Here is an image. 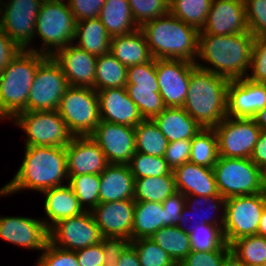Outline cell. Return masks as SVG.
I'll return each mask as SVG.
<instances>
[{
    "label": "cell",
    "instance_id": "11",
    "mask_svg": "<svg viewBox=\"0 0 266 266\" xmlns=\"http://www.w3.org/2000/svg\"><path fill=\"white\" fill-rule=\"evenodd\" d=\"M126 90L143 119H152L166 108L159 93L154 58L150 62L128 67Z\"/></svg>",
    "mask_w": 266,
    "mask_h": 266
},
{
    "label": "cell",
    "instance_id": "43",
    "mask_svg": "<svg viewBox=\"0 0 266 266\" xmlns=\"http://www.w3.org/2000/svg\"><path fill=\"white\" fill-rule=\"evenodd\" d=\"M134 179L173 174L164 157L135 152L127 164Z\"/></svg>",
    "mask_w": 266,
    "mask_h": 266
},
{
    "label": "cell",
    "instance_id": "63",
    "mask_svg": "<svg viewBox=\"0 0 266 266\" xmlns=\"http://www.w3.org/2000/svg\"><path fill=\"white\" fill-rule=\"evenodd\" d=\"M55 1H62V2H68L69 0H55Z\"/></svg>",
    "mask_w": 266,
    "mask_h": 266
},
{
    "label": "cell",
    "instance_id": "59",
    "mask_svg": "<svg viewBox=\"0 0 266 266\" xmlns=\"http://www.w3.org/2000/svg\"><path fill=\"white\" fill-rule=\"evenodd\" d=\"M257 126L261 129V131H266V106L259 110L256 115L253 117Z\"/></svg>",
    "mask_w": 266,
    "mask_h": 266
},
{
    "label": "cell",
    "instance_id": "45",
    "mask_svg": "<svg viewBox=\"0 0 266 266\" xmlns=\"http://www.w3.org/2000/svg\"><path fill=\"white\" fill-rule=\"evenodd\" d=\"M133 19L140 28L169 12V0H128Z\"/></svg>",
    "mask_w": 266,
    "mask_h": 266
},
{
    "label": "cell",
    "instance_id": "58",
    "mask_svg": "<svg viewBox=\"0 0 266 266\" xmlns=\"http://www.w3.org/2000/svg\"><path fill=\"white\" fill-rule=\"evenodd\" d=\"M222 266H247L232 251H230L223 259Z\"/></svg>",
    "mask_w": 266,
    "mask_h": 266
},
{
    "label": "cell",
    "instance_id": "21",
    "mask_svg": "<svg viewBox=\"0 0 266 266\" xmlns=\"http://www.w3.org/2000/svg\"><path fill=\"white\" fill-rule=\"evenodd\" d=\"M134 200L99 203L92 211L102 237H124L132 240Z\"/></svg>",
    "mask_w": 266,
    "mask_h": 266
},
{
    "label": "cell",
    "instance_id": "46",
    "mask_svg": "<svg viewBox=\"0 0 266 266\" xmlns=\"http://www.w3.org/2000/svg\"><path fill=\"white\" fill-rule=\"evenodd\" d=\"M37 258L35 266H79L75 251L59 248L50 241Z\"/></svg>",
    "mask_w": 266,
    "mask_h": 266
},
{
    "label": "cell",
    "instance_id": "48",
    "mask_svg": "<svg viewBox=\"0 0 266 266\" xmlns=\"http://www.w3.org/2000/svg\"><path fill=\"white\" fill-rule=\"evenodd\" d=\"M249 32L254 36H266V0H244Z\"/></svg>",
    "mask_w": 266,
    "mask_h": 266
},
{
    "label": "cell",
    "instance_id": "23",
    "mask_svg": "<svg viewBox=\"0 0 266 266\" xmlns=\"http://www.w3.org/2000/svg\"><path fill=\"white\" fill-rule=\"evenodd\" d=\"M52 57L59 64L69 86L90 87L95 90L97 56L69 44L56 51Z\"/></svg>",
    "mask_w": 266,
    "mask_h": 266
},
{
    "label": "cell",
    "instance_id": "18",
    "mask_svg": "<svg viewBox=\"0 0 266 266\" xmlns=\"http://www.w3.org/2000/svg\"><path fill=\"white\" fill-rule=\"evenodd\" d=\"M0 238L22 249L42 252L49 242V229L40 218L1 215Z\"/></svg>",
    "mask_w": 266,
    "mask_h": 266
},
{
    "label": "cell",
    "instance_id": "60",
    "mask_svg": "<svg viewBox=\"0 0 266 266\" xmlns=\"http://www.w3.org/2000/svg\"><path fill=\"white\" fill-rule=\"evenodd\" d=\"M257 235L264 236L266 238V205L261 215L260 223L258 225Z\"/></svg>",
    "mask_w": 266,
    "mask_h": 266
},
{
    "label": "cell",
    "instance_id": "27",
    "mask_svg": "<svg viewBox=\"0 0 266 266\" xmlns=\"http://www.w3.org/2000/svg\"><path fill=\"white\" fill-rule=\"evenodd\" d=\"M134 199V176L127 164H108L100 174L99 203Z\"/></svg>",
    "mask_w": 266,
    "mask_h": 266
},
{
    "label": "cell",
    "instance_id": "14",
    "mask_svg": "<svg viewBox=\"0 0 266 266\" xmlns=\"http://www.w3.org/2000/svg\"><path fill=\"white\" fill-rule=\"evenodd\" d=\"M44 0H5L0 27L22 50L34 42L35 24Z\"/></svg>",
    "mask_w": 266,
    "mask_h": 266
},
{
    "label": "cell",
    "instance_id": "29",
    "mask_svg": "<svg viewBox=\"0 0 266 266\" xmlns=\"http://www.w3.org/2000/svg\"><path fill=\"white\" fill-rule=\"evenodd\" d=\"M152 120L168 142L191 140L203 129L183 107H166Z\"/></svg>",
    "mask_w": 266,
    "mask_h": 266
},
{
    "label": "cell",
    "instance_id": "7",
    "mask_svg": "<svg viewBox=\"0 0 266 266\" xmlns=\"http://www.w3.org/2000/svg\"><path fill=\"white\" fill-rule=\"evenodd\" d=\"M57 111L73 136L90 135L100 122L97 91L90 87L69 86Z\"/></svg>",
    "mask_w": 266,
    "mask_h": 266
},
{
    "label": "cell",
    "instance_id": "56",
    "mask_svg": "<svg viewBox=\"0 0 266 266\" xmlns=\"http://www.w3.org/2000/svg\"><path fill=\"white\" fill-rule=\"evenodd\" d=\"M250 159L259 168L266 165V131L260 132Z\"/></svg>",
    "mask_w": 266,
    "mask_h": 266
},
{
    "label": "cell",
    "instance_id": "52",
    "mask_svg": "<svg viewBox=\"0 0 266 266\" xmlns=\"http://www.w3.org/2000/svg\"><path fill=\"white\" fill-rule=\"evenodd\" d=\"M106 0H69L68 5L77 22L98 18Z\"/></svg>",
    "mask_w": 266,
    "mask_h": 266
},
{
    "label": "cell",
    "instance_id": "4",
    "mask_svg": "<svg viewBox=\"0 0 266 266\" xmlns=\"http://www.w3.org/2000/svg\"><path fill=\"white\" fill-rule=\"evenodd\" d=\"M154 59H180L192 63L198 56L199 33L170 12L139 28Z\"/></svg>",
    "mask_w": 266,
    "mask_h": 266
},
{
    "label": "cell",
    "instance_id": "57",
    "mask_svg": "<svg viewBox=\"0 0 266 266\" xmlns=\"http://www.w3.org/2000/svg\"><path fill=\"white\" fill-rule=\"evenodd\" d=\"M117 266H141L137 251L131 244L121 254Z\"/></svg>",
    "mask_w": 266,
    "mask_h": 266
},
{
    "label": "cell",
    "instance_id": "26",
    "mask_svg": "<svg viewBox=\"0 0 266 266\" xmlns=\"http://www.w3.org/2000/svg\"><path fill=\"white\" fill-rule=\"evenodd\" d=\"M175 186L185 196L220 195L217 189L213 168L194 164L190 161L173 170Z\"/></svg>",
    "mask_w": 266,
    "mask_h": 266
},
{
    "label": "cell",
    "instance_id": "51",
    "mask_svg": "<svg viewBox=\"0 0 266 266\" xmlns=\"http://www.w3.org/2000/svg\"><path fill=\"white\" fill-rule=\"evenodd\" d=\"M101 243L104 266H117L121 254L131 244V240L124 237H103Z\"/></svg>",
    "mask_w": 266,
    "mask_h": 266
},
{
    "label": "cell",
    "instance_id": "28",
    "mask_svg": "<svg viewBox=\"0 0 266 266\" xmlns=\"http://www.w3.org/2000/svg\"><path fill=\"white\" fill-rule=\"evenodd\" d=\"M44 196V214L41 218L50 230L61 220L77 216L84 212L71 187L66 184L50 188L41 193Z\"/></svg>",
    "mask_w": 266,
    "mask_h": 266
},
{
    "label": "cell",
    "instance_id": "53",
    "mask_svg": "<svg viewBox=\"0 0 266 266\" xmlns=\"http://www.w3.org/2000/svg\"><path fill=\"white\" fill-rule=\"evenodd\" d=\"M185 200L186 196L177 191L162 202L165 211V226H177Z\"/></svg>",
    "mask_w": 266,
    "mask_h": 266
},
{
    "label": "cell",
    "instance_id": "61",
    "mask_svg": "<svg viewBox=\"0 0 266 266\" xmlns=\"http://www.w3.org/2000/svg\"><path fill=\"white\" fill-rule=\"evenodd\" d=\"M261 176H262L263 190L266 193V165L263 168H261Z\"/></svg>",
    "mask_w": 266,
    "mask_h": 266
},
{
    "label": "cell",
    "instance_id": "55",
    "mask_svg": "<svg viewBox=\"0 0 266 266\" xmlns=\"http://www.w3.org/2000/svg\"><path fill=\"white\" fill-rule=\"evenodd\" d=\"M21 50L0 27V74Z\"/></svg>",
    "mask_w": 266,
    "mask_h": 266
},
{
    "label": "cell",
    "instance_id": "13",
    "mask_svg": "<svg viewBox=\"0 0 266 266\" xmlns=\"http://www.w3.org/2000/svg\"><path fill=\"white\" fill-rule=\"evenodd\" d=\"M218 138L219 156L250 158L261 129L253 118L227 116L214 128Z\"/></svg>",
    "mask_w": 266,
    "mask_h": 266
},
{
    "label": "cell",
    "instance_id": "54",
    "mask_svg": "<svg viewBox=\"0 0 266 266\" xmlns=\"http://www.w3.org/2000/svg\"><path fill=\"white\" fill-rule=\"evenodd\" d=\"M75 252L79 266H104V252L101 242Z\"/></svg>",
    "mask_w": 266,
    "mask_h": 266
},
{
    "label": "cell",
    "instance_id": "37",
    "mask_svg": "<svg viewBox=\"0 0 266 266\" xmlns=\"http://www.w3.org/2000/svg\"><path fill=\"white\" fill-rule=\"evenodd\" d=\"M134 130L136 152L164 157L168 140L152 119H143Z\"/></svg>",
    "mask_w": 266,
    "mask_h": 266
},
{
    "label": "cell",
    "instance_id": "17",
    "mask_svg": "<svg viewBox=\"0 0 266 266\" xmlns=\"http://www.w3.org/2000/svg\"><path fill=\"white\" fill-rule=\"evenodd\" d=\"M89 136L104 152L108 164H128L136 152L134 127L100 120Z\"/></svg>",
    "mask_w": 266,
    "mask_h": 266
},
{
    "label": "cell",
    "instance_id": "39",
    "mask_svg": "<svg viewBox=\"0 0 266 266\" xmlns=\"http://www.w3.org/2000/svg\"><path fill=\"white\" fill-rule=\"evenodd\" d=\"M213 0H169V12L184 23L201 31Z\"/></svg>",
    "mask_w": 266,
    "mask_h": 266
},
{
    "label": "cell",
    "instance_id": "31",
    "mask_svg": "<svg viewBox=\"0 0 266 266\" xmlns=\"http://www.w3.org/2000/svg\"><path fill=\"white\" fill-rule=\"evenodd\" d=\"M98 18L111 38L130 34L139 29L133 19L128 0H106Z\"/></svg>",
    "mask_w": 266,
    "mask_h": 266
},
{
    "label": "cell",
    "instance_id": "33",
    "mask_svg": "<svg viewBox=\"0 0 266 266\" xmlns=\"http://www.w3.org/2000/svg\"><path fill=\"white\" fill-rule=\"evenodd\" d=\"M165 227V211L160 202H135L132 240L150 238Z\"/></svg>",
    "mask_w": 266,
    "mask_h": 266
},
{
    "label": "cell",
    "instance_id": "40",
    "mask_svg": "<svg viewBox=\"0 0 266 266\" xmlns=\"http://www.w3.org/2000/svg\"><path fill=\"white\" fill-rule=\"evenodd\" d=\"M189 239L193 251H231L220 226L202 223L189 232Z\"/></svg>",
    "mask_w": 266,
    "mask_h": 266
},
{
    "label": "cell",
    "instance_id": "30",
    "mask_svg": "<svg viewBox=\"0 0 266 266\" xmlns=\"http://www.w3.org/2000/svg\"><path fill=\"white\" fill-rule=\"evenodd\" d=\"M110 53L126 67L147 63L153 59L140 29L130 34L112 37Z\"/></svg>",
    "mask_w": 266,
    "mask_h": 266
},
{
    "label": "cell",
    "instance_id": "9",
    "mask_svg": "<svg viewBox=\"0 0 266 266\" xmlns=\"http://www.w3.org/2000/svg\"><path fill=\"white\" fill-rule=\"evenodd\" d=\"M213 170L218 192L225 199L264 192L261 168L250 158L219 156Z\"/></svg>",
    "mask_w": 266,
    "mask_h": 266
},
{
    "label": "cell",
    "instance_id": "41",
    "mask_svg": "<svg viewBox=\"0 0 266 266\" xmlns=\"http://www.w3.org/2000/svg\"><path fill=\"white\" fill-rule=\"evenodd\" d=\"M68 185L84 211H92L99 204V174L68 176Z\"/></svg>",
    "mask_w": 266,
    "mask_h": 266
},
{
    "label": "cell",
    "instance_id": "50",
    "mask_svg": "<svg viewBox=\"0 0 266 266\" xmlns=\"http://www.w3.org/2000/svg\"><path fill=\"white\" fill-rule=\"evenodd\" d=\"M190 152L191 140L168 142L164 158L173 171L176 167L189 161Z\"/></svg>",
    "mask_w": 266,
    "mask_h": 266
},
{
    "label": "cell",
    "instance_id": "34",
    "mask_svg": "<svg viewBox=\"0 0 266 266\" xmlns=\"http://www.w3.org/2000/svg\"><path fill=\"white\" fill-rule=\"evenodd\" d=\"M176 190L174 174L134 179L135 202H160L162 203Z\"/></svg>",
    "mask_w": 266,
    "mask_h": 266
},
{
    "label": "cell",
    "instance_id": "8",
    "mask_svg": "<svg viewBox=\"0 0 266 266\" xmlns=\"http://www.w3.org/2000/svg\"><path fill=\"white\" fill-rule=\"evenodd\" d=\"M12 122L25 133L24 147H66L74 137L57 110L23 111Z\"/></svg>",
    "mask_w": 266,
    "mask_h": 266
},
{
    "label": "cell",
    "instance_id": "15",
    "mask_svg": "<svg viewBox=\"0 0 266 266\" xmlns=\"http://www.w3.org/2000/svg\"><path fill=\"white\" fill-rule=\"evenodd\" d=\"M102 238L91 211L61 220L49 230L53 245L71 251L96 245Z\"/></svg>",
    "mask_w": 266,
    "mask_h": 266
},
{
    "label": "cell",
    "instance_id": "12",
    "mask_svg": "<svg viewBox=\"0 0 266 266\" xmlns=\"http://www.w3.org/2000/svg\"><path fill=\"white\" fill-rule=\"evenodd\" d=\"M69 87L63 71L52 56L38 66L27 99V111L57 110Z\"/></svg>",
    "mask_w": 266,
    "mask_h": 266
},
{
    "label": "cell",
    "instance_id": "24",
    "mask_svg": "<svg viewBox=\"0 0 266 266\" xmlns=\"http://www.w3.org/2000/svg\"><path fill=\"white\" fill-rule=\"evenodd\" d=\"M225 202L226 199L222 195L207 197L197 195L186 196L185 206L181 212V219L177 227L187 233L202 223L220 226L223 229Z\"/></svg>",
    "mask_w": 266,
    "mask_h": 266
},
{
    "label": "cell",
    "instance_id": "35",
    "mask_svg": "<svg viewBox=\"0 0 266 266\" xmlns=\"http://www.w3.org/2000/svg\"><path fill=\"white\" fill-rule=\"evenodd\" d=\"M152 239L178 265L191 252L189 233L177 226H165L154 233Z\"/></svg>",
    "mask_w": 266,
    "mask_h": 266
},
{
    "label": "cell",
    "instance_id": "6",
    "mask_svg": "<svg viewBox=\"0 0 266 266\" xmlns=\"http://www.w3.org/2000/svg\"><path fill=\"white\" fill-rule=\"evenodd\" d=\"M76 24L68 2L44 0L38 12L34 34V39L39 38L42 45L40 48L30 45L26 50L52 56L59 49L73 44Z\"/></svg>",
    "mask_w": 266,
    "mask_h": 266
},
{
    "label": "cell",
    "instance_id": "20",
    "mask_svg": "<svg viewBox=\"0 0 266 266\" xmlns=\"http://www.w3.org/2000/svg\"><path fill=\"white\" fill-rule=\"evenodd\" d=\"M266 106V84L247 78L230 80L227 89V116L253 118Z\"/></svg>",
    "mask_w": 266,
    "mask_h": 266
},
{
    "label": "cell",
    "instance_id": "5",
    "mask_svg": "<svg viewBox=\"0 0 266 266\" xmlns=\"http://www.w3.org/2000/svg\"><path fill=\"white\" fill-rule=\"evenodd\" d=\"M47 55L21 50L0 74V120L11 122L27 111V99L39 64Z\"/></svg>",
    "mask_w": 266,
    "mask_h": 266
},
{
    "label": "cell",
    "instance_id": "22",
    "mask_svg": "<svg viewBox=\"0 0 266 266\" xmlns=\"http://www.w3.org/2000/svg\"><path fill=\"white\" fill-rule=\"evenodd\" d=\"M68 176L101 174L108 162L99 145L89 136H74L65 147Z\"/></svg>",
    "mask_w": 266,
    "mask_h": 266
},
{
    "label": "cell",
    "instance_id": "38",
    "mask_svg": "<svg viewBox=\"0 0 266 266\" xmlns=\"http://www.w3.org/2000/svg\"><path fill=\"white\" fill-rule=\"evenodd\" d=\"M219 158L218 138L214 129H202L191 139L189 161L213 168Z\"/></svg>",
    "mask_w": 266,
    "mask_h": 266
},
{
    "label": "cell",
    "instance_id": "16",
    "mask_svg": "<svg viewBox=\"0 0 266 266\" xmlns=\"http://www.w3.org/2000/svg\"><path fill=\"white\" fill-rule=\"evenodd\" d=\"M195 63L180 59H156L159 93L166 107H183Z\"/></svg>",
    "mask_w": 266,
    "mask_h": 266
},
{
    "label": "cell",
    "instance_id": "2",
    "mask_svg": "<svg viewBox=\"0 0 266 266\" xmlns=\"http://www.w3.org/2000/svg\"><path fill=\"white\" fill-rule=\"evenodd\" d=\"M253 44L254 36L249 31L223 36L199 35L195 65L229 80L245 78Z\"/></svg>",
    "mask_w": 266,
    "mask_h": 266
},
{
    "label": "cell",
    "instance_id": "25",
    "mask_svg": "<svg viewBox=\"0 0 266 266\" xmlns=\"http://www.w3.org/2000/svg\"><path fill=\"white\" fill-rule=\"evenodd\" d=\"M100 120L135 127L143 117L126 87L98 90Z\"/></svg>",
    "mask_w": 266,
    "mask_h": 266
},
{
    "label": "cell",
    "instance_id": "49",
    "mask_svg": "<svg viewBox=\"0 0 266 266\" xmlns=\"http://www.w3.org/2000/svg\"><path fill=\"white\" fill-rule=\"evenodd\" d=\"M230 251H193L178 264L179 266H222Z\"/></svg>",
    "mask_w": 266,
    "mask_h": 266
},
{
    "label": "cell",
    "instance_id": "3",
    "mask_svg": "<svg viewBox=\"0 0 266 266\" xmlns=\"http://www.w3.org/2000/svg\"><path fill=\"white\" fill-rule=\"evenodd\" d=\"M229 79L194 66L183 108L204 129H214L227 117Z\"/></svg>",
    "mask_w": 266,
    "mask_h": 266
},
{
    "label": "cell",
    "instance_id": "44",
    "mask_svg": "<svg viewBox=\"0 0 266 266\" xmlns=\"http://www.w3.org/2000/svg\"><path fill=\"white\" fill-rule=\"evenodd\" d=\"M141 266H177L169 254L150 238L131 240Z\"/></svg>",
    "mask_w": 266,
    "mask_h": 266
},
{
    "label": "cell",
    "instance_id": "42",
    "mask_svg": "<svg viewBox=\"0 0 266 266\" xmlns=\"http://www.w3.org/2000/svg\"><path fill=\"white\" fill-rule=\"evenodd\" d=\"M231 251L247 266L266 264V238L251 235L235 240L230 245Z\"/></svg>",
    "mask_w": 266,
    "mask_h": 266
},
{
    "label": "cell",
    "instance_id": "47",
    "mask_svg": "<svg viewBox=\"0 0 266 266\" xmlns=\"http://www.w3.org/2000/svg\"><path fill=\"white\" fill-rule=\"evenodd\" d=\"M245 78L266 84V36L254 37L252 58Z\"/></svg>",
    "mask_w": 266,
    "mask_h": 266
},
{
    "label": "cell",
    "instance_id": "36",
    "mask_svg": "<svg viewBox=\"0 0 266 266\" xmlns=\"http://www.w3.org/2000/svg\"><path fill=\"white\" fill-rule=\"evenodd\" d=\"M127 69L110 52L97 56L95 90L126 87Z\"/></svg>",
    "mask_w": 266,
    "mask_h": 266
},
{
    "label": "cell",
    "instance_id": "10",
    "mask_svg": "<svg viewBox=\"0 0 266 266\" xmlns=\"http://www.w3.org/2000/svg\"><path fill=\"white\" fill-rule=\"evenodd\" d=\"M265 205V192L226 199L223 234L229 246L239 238L257 234Z\"/></svg>",
    "mask_w": 266,
    "mask_h": 266
},
{
    "label": "cell",
    "instance_id": "32",
    "mask_svg": "<svg viewBox=\"0 0 266 266\" xmlns=\"http://www.w3.org/2000/svg\"><path fill=\"white\" fill-rule=\"evenodd\" d=\"M110 42L111 37L99 18L77 22L73 44L78 48L102 56L110 52Z\"/></svg>",
    "mask_w": 266,
    "mask_h": 266
},
{
    "label": "cell",
    "instance_id": "62",
    "mask_svg": "<svg viewBox=\"0 0 266 266\" xmlns=\"http://www.w3.org/2000/svg\"><path fill=\"white\" fill-rule=\"evenodd\" d=\"M4 2H5L4 0H0V16H1L2 12H3Z\"/></svg>",
    "mask_w": 266,
    "mask_h": 266
},
{
    "label": "cell",
    "instance_id": "1",
    "mask_svg": "<svg viewBox=\"0 0 266 266\" xmlns=\"http://www.w3.org/2000/svg\"><path fill=\"white\" fill-rule=\"evenodd\" d=\"M24 157L14 177L0 188V197L24 190L42 193L68 184L65 147H24Z\"/></svg>",
    "mask_w": 266,
    "mask_h": 266
},
{
    "label": "cell",
    "instance_id": "19",
    "mask_svg": "<svg viewBox=\"0 0 266 266\" xmlns=\"http://www.w3.org/2000/svg\"><path fill=\"white\" fill-rule=\"evenodd\" d=\"M244 0H213L199 35H233L248 32Z\"/></svg>",
    "mask_w": 266,
    "mask_h": 266
}]
</instances>
